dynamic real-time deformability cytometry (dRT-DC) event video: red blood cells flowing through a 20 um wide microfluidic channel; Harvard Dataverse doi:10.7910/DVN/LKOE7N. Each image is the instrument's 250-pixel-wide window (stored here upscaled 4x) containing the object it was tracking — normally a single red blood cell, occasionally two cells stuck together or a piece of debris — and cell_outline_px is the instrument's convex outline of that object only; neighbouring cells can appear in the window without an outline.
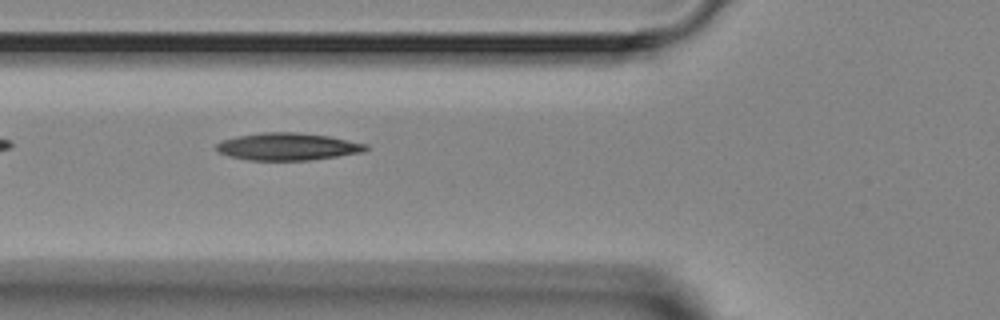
{"species": "Egyptian fruit bat (a non-hibernating species)", "species_latin": "Rousettus aegyptiacus", "temperature_condition": "room temperature", "stored_images_in_passage": 6, "camera_frame_rate_fps": 3000, "um_per_image_px": 0.085, "animal": {"sex": "female"}, "frame": {"image": 1, "passage_image": 5, "time_ms": 4.667, "image_size_px": [1000, 320], "cell_outline_px": [[368, 148], [364, 152], [308, 160], [248, 160], [228, 156], [216, 152], [216, 144], [220, 140], [236, 136], [260, 132], [300, 132], [328, 136], [368, 144]], "centroid_in_image_um": [24.4, 12.45], "position_along_channel_um": 101.4, "area_um2": 23.99}}
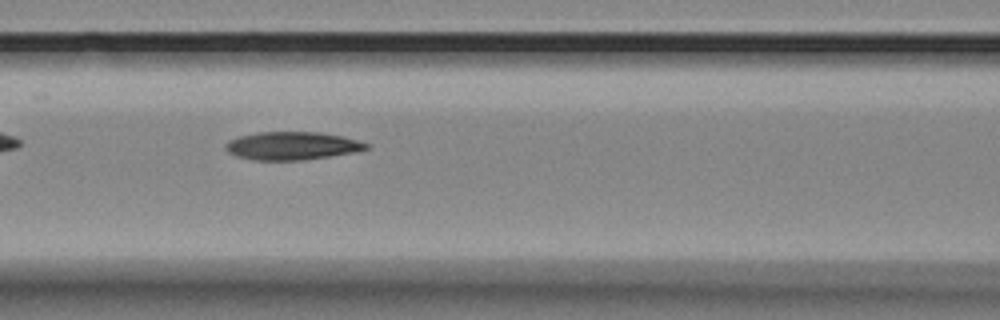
{"frame": {"image": 2, "passage_image": 6, "time_ms": 5.667, "image_size_px": [1000, 320], "cell_outline_px": [[372, 148], [356, 152], [304, 160], [252, 160], [236, 156], [228, 152], [224, 148], [224, 144], [228, 140], [240, 136], [260, 132], [320, 132], [344, 136], [372, 144]], "centroid_in_image_um": [24.87, 12.39], "position_along_channel_um": 141.7, "area_um2": 23.35}}